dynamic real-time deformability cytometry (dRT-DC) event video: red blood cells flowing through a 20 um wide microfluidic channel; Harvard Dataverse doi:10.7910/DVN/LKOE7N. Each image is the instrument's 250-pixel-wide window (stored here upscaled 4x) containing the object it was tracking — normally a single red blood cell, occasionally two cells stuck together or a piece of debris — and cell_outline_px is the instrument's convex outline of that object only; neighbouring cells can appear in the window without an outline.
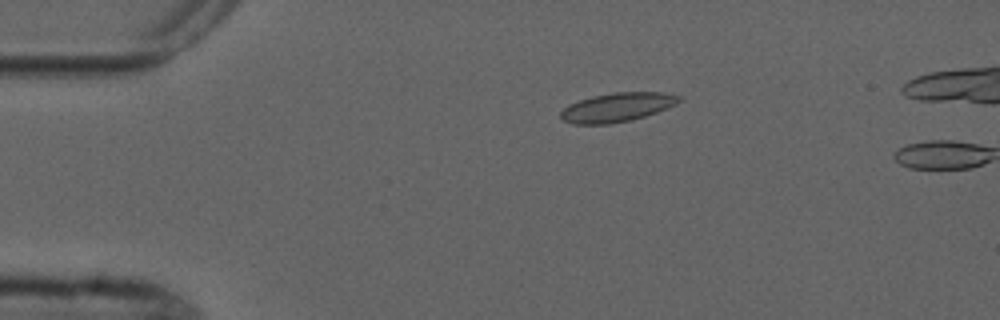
{"species": "common noctule bat (a hibernating species)", "species_latin": "Nyctalus noctula", "temperature_condition": "cold", "stored_images_in_passage": 2, "camera_frame_rate_fps": 3000, "um_per_image_px": 0.085, "animal": {"sex": "male", "forearm_length_mm": 52.5}, "frame": {"image": 1, "passage_image": 1, "time_ms": 0.0, "image_size_px": [1000, 320], "cell_outline_px": [[680, 100], [676, 104], [656, 112], [632, 120], [608, 124], [572, 124], [564, 120], [560, 116], [560, 112], [568, 104], [592, 96], [612, 92], [664, 92], [680, 96]], "centroid_in_image_um": [52.43, 9.11], "position_along_channel_um": 32.6, "area_um2": 19.94}}